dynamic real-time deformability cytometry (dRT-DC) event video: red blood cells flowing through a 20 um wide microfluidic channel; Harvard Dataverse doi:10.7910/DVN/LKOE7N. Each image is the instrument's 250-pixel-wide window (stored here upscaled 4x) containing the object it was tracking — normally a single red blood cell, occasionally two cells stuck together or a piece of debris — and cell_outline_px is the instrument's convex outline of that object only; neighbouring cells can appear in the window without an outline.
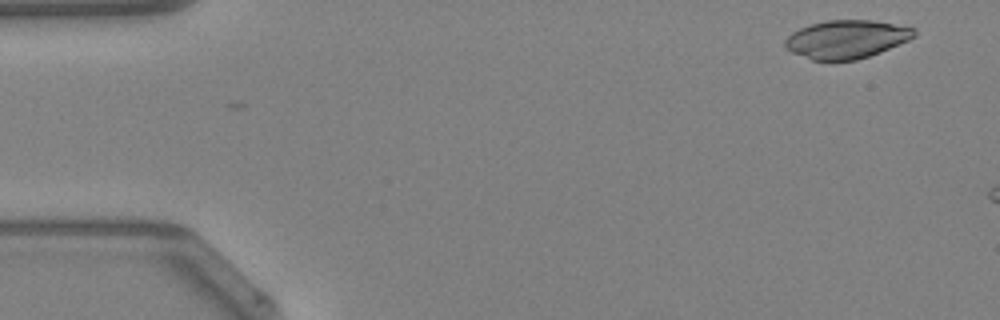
{"species": "Egyptian fruit bat (a non-hibernating species)", "species_latin": "Rousettus aegyptiacus", "temperature_condition": "warm", "stored_images_in_passage": 2, "camera_frame_rate_fps": 3000, "um_per_image_px": 0.085, "animal": {"sex": "female"}, "frame": {"image": 1, "passage_image": 1, "time_ms": 0.0, "image_size_px": [1000, 320], "cell_outline_px": [[916, 36], [908, 40], [880, 52], [856, 60], [812, 60], [792, 52], [784, 48], [784, 40], [792, 32], [800, 28], [812, 24], [828, 20], [872, 20], [916, 28]], "centroid_in_image_um": [71.94, 3.33], "position_along_channel_um": 13.1, "area_um2": 28.67}}